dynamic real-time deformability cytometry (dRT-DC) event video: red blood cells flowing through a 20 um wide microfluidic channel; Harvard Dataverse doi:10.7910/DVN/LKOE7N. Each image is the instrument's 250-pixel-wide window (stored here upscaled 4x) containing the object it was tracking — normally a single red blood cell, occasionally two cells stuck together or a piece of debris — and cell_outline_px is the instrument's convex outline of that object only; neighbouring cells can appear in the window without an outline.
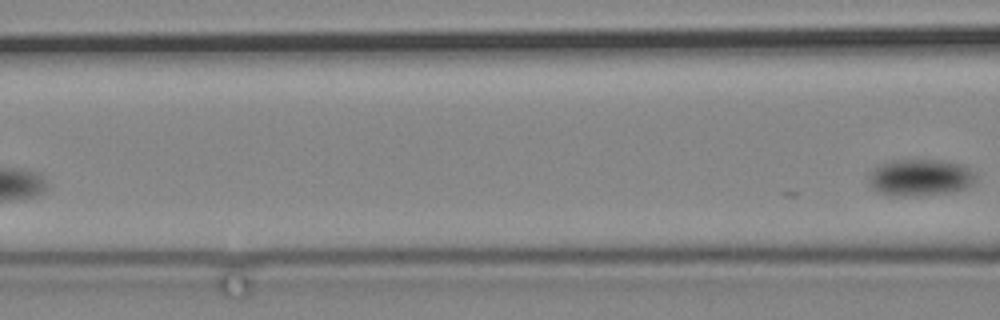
{"species": "common noctule bat (a hibernating species)", "species_latin": "Nyctalus noctula", "temperature_condition": "cold", "stored_images_in_passage": 9, "segment_of_instrument_passage": [2, 2], "camera_frame_rate_fps": 3000, "um_per_image_px": 0.085, "animal": {"sex": "male", "body_mass_g": 19.2, "forearm_length_mm": 51.8}, "frame": {"image": 1, "passage_image": 9, "time_ms": 11.333, "image_size_px": [1000, 320], "cell_outline_px": [[976, 180], [972, 184], [956, 192], [908, 196], [896, 196], [880, 192], [872, 188], [868, 180], [872, 168], [880, 164], [892, 160], [940, 160], [960, 164], [968, 168], [972, 172]], "centroid_in_image_um": [78.19, 15.09], "position_along_channel_um": 88.4, "area_um2": 22.83}}